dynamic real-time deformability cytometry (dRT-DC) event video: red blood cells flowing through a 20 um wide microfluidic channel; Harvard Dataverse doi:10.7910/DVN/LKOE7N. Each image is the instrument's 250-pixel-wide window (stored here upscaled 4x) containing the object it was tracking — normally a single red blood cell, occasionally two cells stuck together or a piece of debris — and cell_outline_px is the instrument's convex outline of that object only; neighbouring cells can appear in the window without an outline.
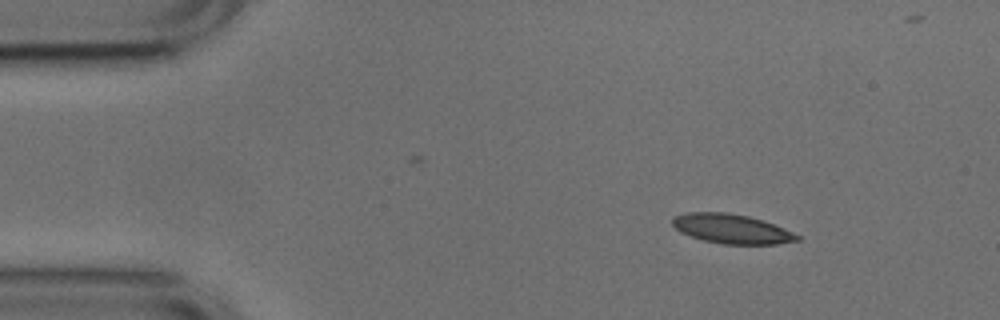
{"species": "common noctule bat (a hibernating species)", "species_latin": "Nyctalus noctula", "temperature_condition": "cold", "stored_images_in_passage": 47, "camera_frame_rate_fps": 3000, "um_per_image_px": 0.085, "animal": {"sex": "male", "body_mass_g": 17.9, "forearm_length_mm": 54.2}, "frame": {"image": 1, "passage_image": 1, "time_ms": 0.0, "image_size_px": [1000, 320], "cell_outline_px": [[800, 240], [776, 244], [724, 244], [704, 240], [680, 232], [672, 224], [672, 216], [684, 212], [728, 212], [748, 216], [784, 228], [800, 236]], "centroid_in_image_um": [62.15, 19.44], "position_along_channel_um": 22.8, "area_um2": 21.27}}
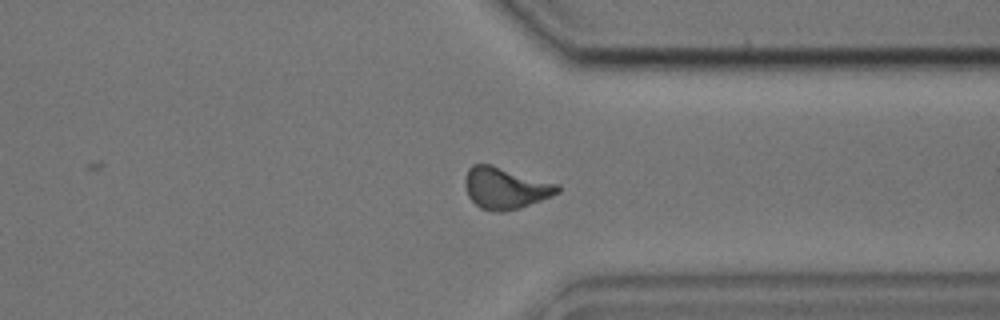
{"frame": {"image": 2, "passage_image": 34, "time_ms": 11.0, "image_size_px": [1000, 320], "cell_outline_px": [[560, 192], [552, 196], [520, 208], [504, 212], [496, 212], [480, 208], [468, 196], [464, 184], [464, 180], [468, 168], [472, 164], [492, 164], [560, 184]], "centroid_in_image_um": [42.96, 15.98], "position_along_channel_um": 368.4, "area_um2": 22.72}}
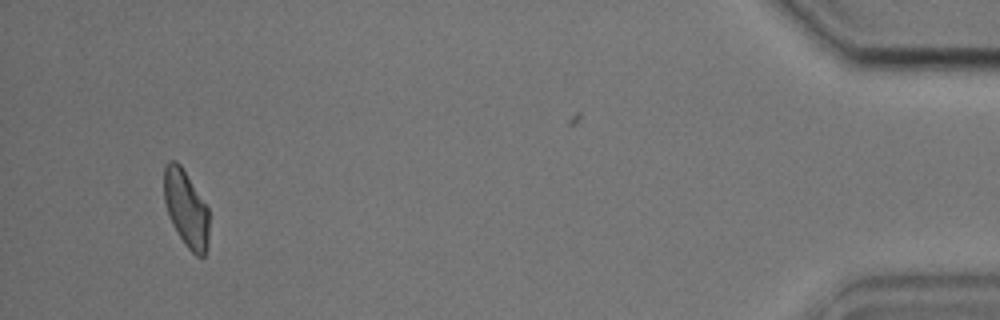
{"frame": {"image": 3, "passage_image": 44, "time_ms": 14.333, "image_size_px": [1000, 320], "cell_outline_px": [[208, 244], [204, 256], [196, 256], [188, 248], [172, 224], [164, 200], [164, 164], [168, 160], [176, 160], [180, 164], [208, 208]], "centroid_in_image_um": [15.8, 17.7], "position_along_channel_um": 419.4, "area_um2": 19.88}, "authors_computed_cell_mechanics": {"area_um2": 21.5016, "velocity_mm_per_s": 3.7752, "shape_relaxation_time_tau1_ms": 7.4131, "shape_relaxation_time_tau2_ms": 2.6809, "deformation_change_tau1": 0.1507, "deformation_change_tau2": 0.1037}}